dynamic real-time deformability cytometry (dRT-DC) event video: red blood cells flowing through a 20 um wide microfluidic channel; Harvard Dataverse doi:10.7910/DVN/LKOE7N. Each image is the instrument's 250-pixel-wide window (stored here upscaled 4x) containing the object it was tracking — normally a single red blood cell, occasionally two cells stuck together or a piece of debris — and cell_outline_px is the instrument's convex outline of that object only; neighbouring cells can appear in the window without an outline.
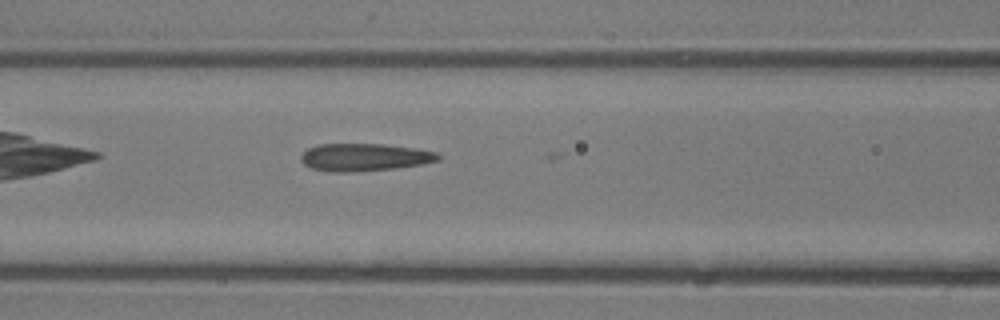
{"species": "common noctule bat (a hibernating species)", "species_latin": "Nyctalus noctula", "temperature_condition": "room temperature", "stored_images_in_passage": 16, "camera_frame_rate_fps": 3000, "um_per_image_px": 0.085, "animal": {"sex": "male", "body_mass_g": 13.3}, "frame": {"image": 1, "passage_image": 5, "time_ms": 1.333, "image_size_px": [1000, 320], "cell_outline_px": [[440, 160], [424, 164], [396, 168], [352, 172], [332, 172], [312, 168], [304, 164], [300, 160], [300, 156], [308, 148], [316, 144], [384, 144], [420, 148], [436, 152], [440, 156]], "centroid_in_image_um": [31.01, 13.36], "position_along_channel_um": 135.6, "area_um2": 22.31}}
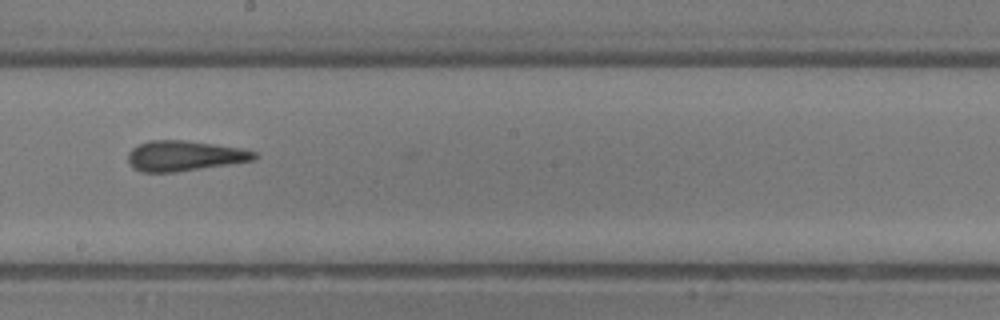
{"frame": {"image": 2, "passage_image": 11, "time_ms": 3.333, "image_size_px": [1000, 320], "cell_outline_px": [[256, 156], [252, 160], [228, 164], [176, 172], [140, 172], [132, 168], [128, 160], [128, 152], [132, 148], [148, 140], [184, 140], [244, 148], [256, 152]], "centroid_in_image_um": [15.63, 13.24], "position_along_channel_um": 232.6, "area_um2": 22.25}}
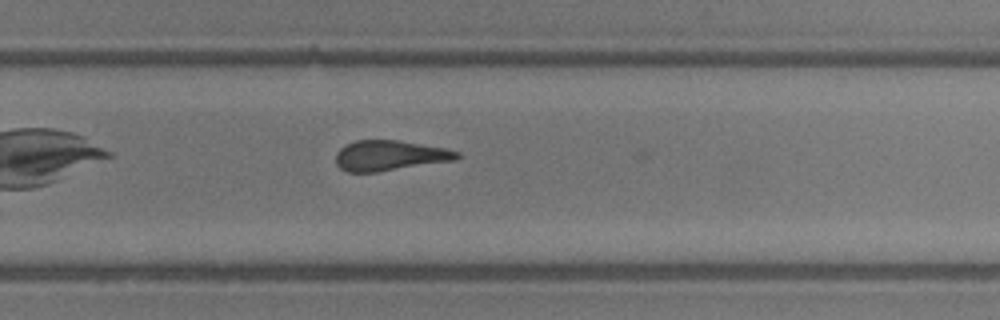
{"frame": {"image": 3, "passage_image": 15, "time_ms": 4.667, "image_size_px": [1000, 320], "cell_outline_px": [[460, 156], [456, 160], [376, 172], [348, 172], [340, 168], [336, 164], [336, 152], [344, 144], [356, 140], [396, 140], [448, 148], [460, 152]], "centroid_in_image_um": [33.13, 13.21], "position_along_channel_um": 296.7, "area_um2": 21.5}}